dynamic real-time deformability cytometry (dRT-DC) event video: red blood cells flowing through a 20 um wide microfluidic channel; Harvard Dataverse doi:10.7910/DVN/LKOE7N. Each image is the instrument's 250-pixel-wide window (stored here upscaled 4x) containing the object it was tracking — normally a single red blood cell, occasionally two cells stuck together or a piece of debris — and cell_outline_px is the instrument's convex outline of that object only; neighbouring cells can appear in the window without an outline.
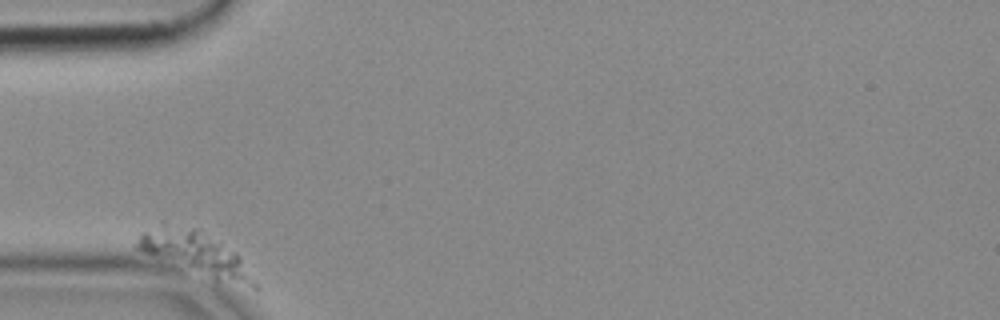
{"species": "common noctule bat (a hibernating species)", "species_latin": "Nyctalus noctula", "temperature_condition": "cold", "stored_images_in_passage": 36, "camera_frame_rate_fps": 3000, "um_per_image_px": 0.085, "animal": {"sex": "female", "body_mass_g": 18.4}, "frame": {"image": 1, "passage_image": 1, "time_ms": 0.0, "image_size_px": [1000, 320], "cell_outline_px": [[260, 288], [252, 288], [216, 280], [144, 252], [136, 248], [136, 244], [140, 236], [144, 232], [160, 220], [200, 228], [236, 252], [240, 256], [256, 280]], "centroid_in_image_um": [16.66, 21.48], "position_along_channel_um": 68.3, "area_um2": 29.82}}
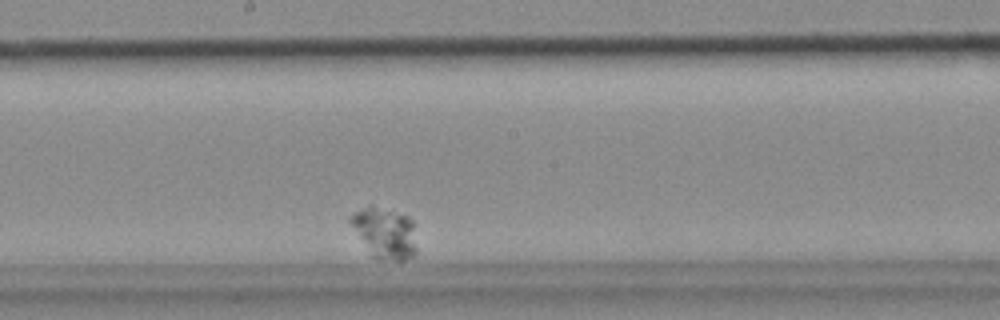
{"frame": {"image": 2, "passage_image": 20, "time_ms": 6.333, "image_size_px": [1000, 320], "cell_outline_px": [[416, 252], [412, 256], [404, 260], [380, 260], [372, 256], [348, 220], [348, 216], [352, 212], [372, 204], [408, 216], [412, 220], [416, 248]], "centroid_in_image_um": [32.69, 19.77], "position_along_channel_um": 215.5, "area_um2": 19.59}}
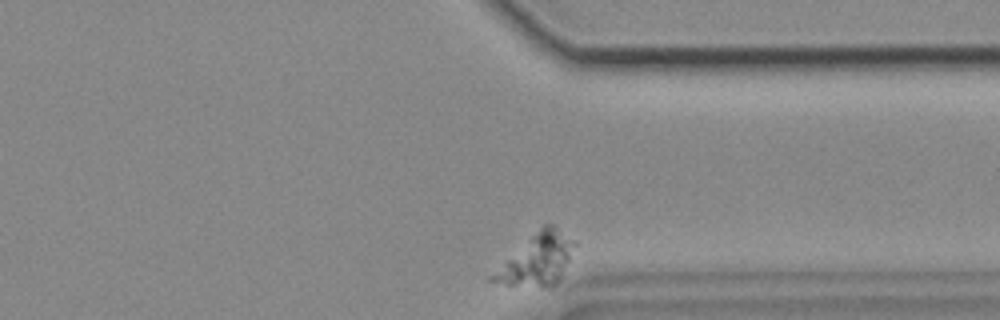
{"frame": {"image": 3, "passage_image": 36, "time_ms": 11.667, "image_size_px": [1000, 320], "cell_outline_px": [[576, 244], [560, 280], [552, 288], [544, 288], [508, 284], [488, 280], [488, 276], [544, 224], [552, 224], [572, 240]], "centroid_in_image_um": [45.66, 22.11], "position_along_channel_um": 365.7, "area_um2": 23.87}}